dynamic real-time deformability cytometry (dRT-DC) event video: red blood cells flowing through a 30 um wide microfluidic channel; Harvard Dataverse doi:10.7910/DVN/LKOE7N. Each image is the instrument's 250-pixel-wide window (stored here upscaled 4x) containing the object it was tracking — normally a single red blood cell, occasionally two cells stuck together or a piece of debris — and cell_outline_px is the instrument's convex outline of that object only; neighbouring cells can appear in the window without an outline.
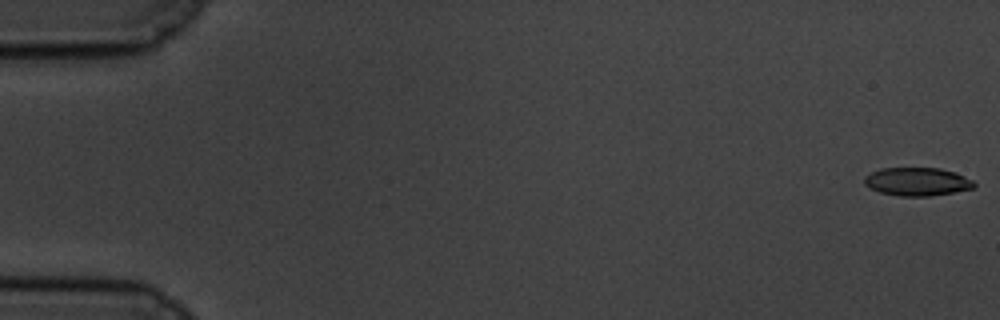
{"species": "common noctule bat (a hibernating species)", "species_latin": "Nyctalus noctula", "temperature_condition": "cold", "stored_images_in_passage": 58, "camera_frame_rate_fps": 3000, "um_per_image_px": 0.085, "animal": {"sex": "male", "body_mass_g": 19.5, "forearm_length_mm": 54.6}, "frame": {"image": 1, "passage_image": 1, "time_ms": 0.0, "image_size_px": [1000, 320], "cell_outline_px": [[976, 184], [972, 188], [952, 192], [928, 196], [900, 196], [880, 192], [868, 188], [864, 184], [864, 176], [880, 168], [940, 168], [956, 172], [972, 180]], "centroid_in_image_um": [77.92, 15.43], "position_along_channel_um": 7.1, "area_um2": 18.03}}
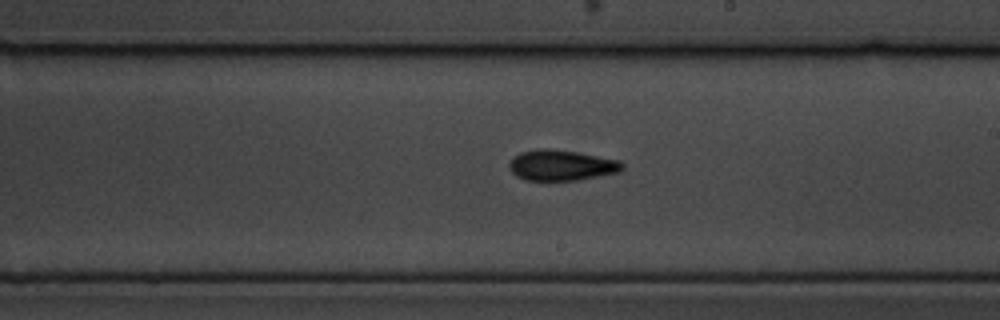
{"frame": {"image": 2, "passage_image": 34, "time_ms": 11.0, "image_size_px": [1000, 320], "cell_outline_px": [[624, 168], [620, 172], [576, 180], [524, 180], [516, 176], [512, 172], [508, 164], [512, 156], [520, 152], [540, 148], [548, 148], [576, 152], [620, 160], [624, 164]], "centroid_in_image_um": [47.7, 14.04], "position_along_channel_um": 241.3, "area_um2": 20.29}}
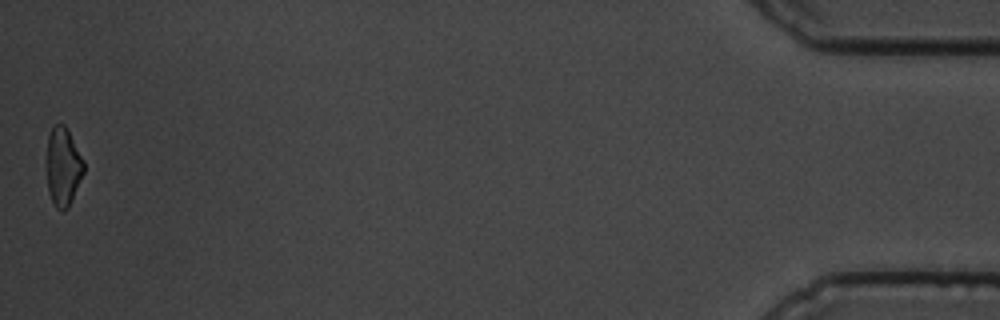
{"frame": {"image": 3, "passage_image": 58, "time_ms": 19.0, "image_size_px": [1000, 320], "cell_outline_px": [[84, 172], [68, 208], [60, 212], [56, 208], [48, 192], [48, 136], [52, 128], [56, 124], [64, 124], [68, 128], [84, 160]], "centroid_in_image_um": [5.39, 14.16], "position_along_channel_um": 429.8, "area_um2": 16.82}, "authors_computed_cell_mechanics": {"area_um2": 18.9295, "velocity_mm_per_s": 3.4842, "shape_relaxation_time_tau1_ms": 5.3582, "shape_relaxation_time_tau2_ms": 3.4912, "deformation_change_tau1": 0.1494, "deformation_change_tau2": 0.107}}